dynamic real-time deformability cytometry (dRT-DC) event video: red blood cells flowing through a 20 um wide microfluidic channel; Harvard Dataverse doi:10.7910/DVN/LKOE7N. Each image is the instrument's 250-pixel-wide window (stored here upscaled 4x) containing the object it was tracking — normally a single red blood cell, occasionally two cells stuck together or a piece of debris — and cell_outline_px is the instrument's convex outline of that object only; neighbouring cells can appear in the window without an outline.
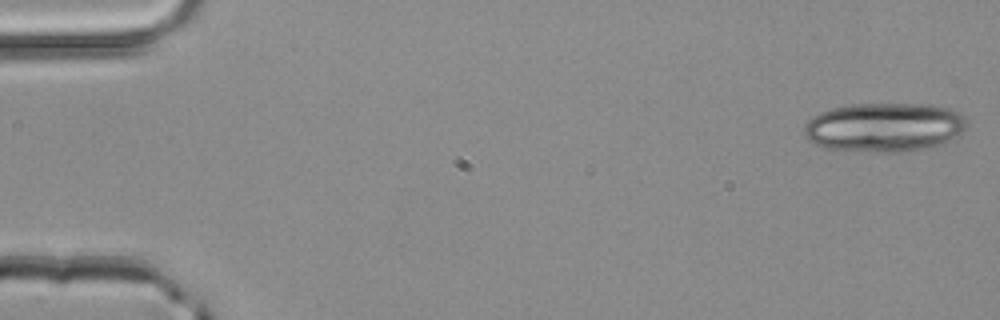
{"species": "common noctule bat (a hibernating species)", "species_latin": "Nyctalus noctula", "temperature_condition": "room temperature", "stored_images_in_passage": 3, "camera_frame_rate_fps": 3000, "um_per_image_px": 0.085, "animal": {"sex": "male", "body_mass_g": 20.4}, "frame": {"image": 1, "passage_image": 1, "time_ms": 0.0, "image_size_px": [1000, 320], "cell_outline_px": [[968, 124], [964, 132], [944, 144], [928, 148], [904, 152], [872, 152], [824, 148], [812, 144], [804, 136], [804, 124], [812, 116], [820, 112], [832, 108], [852, 104], [928, 104], [952, 108], [960, 112], [964, 116]], "centroid_in_image_um": [75.19, 10.82], "position_along_channel_um": 9.8, "area_um2": 47.45}}